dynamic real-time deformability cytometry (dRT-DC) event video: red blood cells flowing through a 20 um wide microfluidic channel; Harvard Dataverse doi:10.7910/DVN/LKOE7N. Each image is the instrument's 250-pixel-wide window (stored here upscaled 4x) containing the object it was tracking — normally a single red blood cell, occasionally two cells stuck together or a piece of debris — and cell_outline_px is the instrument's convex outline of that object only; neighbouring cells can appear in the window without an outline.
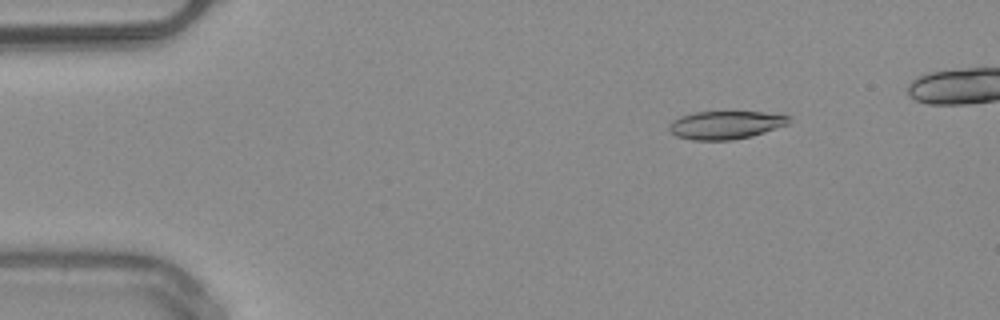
{"species": "common noctule bat (a hibernating species)", "species_latin": "Nyctalus noctula", "temperature_condition": "warm", "stored_images_in_passage": 47, "camera_frame_rate_fps": 3000, "um_per_image_px": 0.085, "animal": {"sex": "male", "body_mass_g": 20.4}, "frame": {"image": 1, "passage_image": 8, "time_ms": 2.333, "image_size_px": [1000, 320], "cell_outline_px": [[792, 116], [788, 124], [752, 136], [732, 140], [692, 140], [676, 136], [668, 128], [668, 124], [672, 120], [680, 116], [696, 112], [764, 112]], "centroid_in_image_um": [61.67, 10.62], "position_along_channel_um": 23.3, "area_um2": 19.65}}